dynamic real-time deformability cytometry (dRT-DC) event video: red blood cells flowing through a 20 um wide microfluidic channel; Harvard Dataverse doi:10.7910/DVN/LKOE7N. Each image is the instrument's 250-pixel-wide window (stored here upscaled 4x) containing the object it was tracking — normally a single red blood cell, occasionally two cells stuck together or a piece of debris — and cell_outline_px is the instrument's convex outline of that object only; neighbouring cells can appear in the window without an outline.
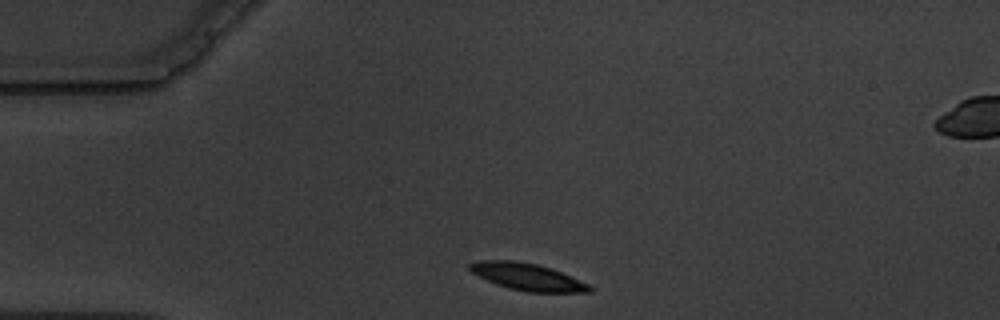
{"species": "common noctule bat (a hibernating species)", "species_latin": "Nyctalus noctula", "temperature_condition": "warm", "stored_images_in_passage": 4, "camera_frame_rate_fps": 3000, "um_per_image_px": 0.085, "animal": {"sex": "male", "body_mass_g": 19.5, "forearm_length_mm": 54.6}, "frame": {"image": 1, "passage_image": 1, "time_ms": 0.0, "image_size_px": [1000, 320], "cell_outline_px": [[592, 292], [528, 292], [508, 288], [496, 284], [472, 272], [468, 268], [468, 264], [476, 260], [516, 260], [536, 264], [552, 268], [588, 284], [592, 288]], "centroid_in_image_um": [44.81, 23.52], "position_along_channel_um": 40.2, "area_um2": 18.79}}
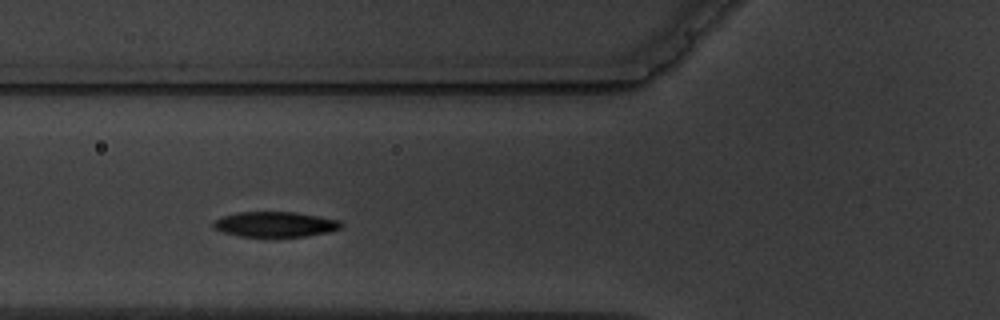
{"frame": {"image": 2, "passage_image": 3, "time_ms": 2.667, "image_size_px": [1000, 320], "cell_outline_px": [[344, 224], [340, 228], [328, 232], [308, 236], [240, 236], [224, 232], [212, 228], [212, 224], [216, 220], [224, 216], [240, 212], [296, 212], [340, 220]], "centroid_in_image_um": [23.42, 19.06], "position_along_channel_um": 102.4, "area_um2": 18.61}}
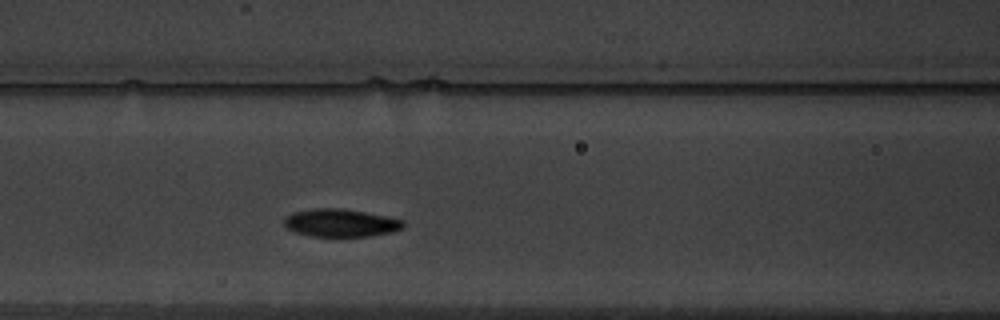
{"frame": {"image": 3, "passage_image": 4, "time_ms": 3.667, "image_size_px": [1000, 320], "cell_outline_px": [[404, 228], [392, 232], [368, 236], [312, 236], [296, 232], [288, 228], [284, 224], [284, 216], [292, 212], [312, 208], [340, 208], [388, 216], [404, 220]], "centroid_in_image_um": [28.96, 18.93], "position_along_channel_um": 137.6, "area_um2": 19.36}}